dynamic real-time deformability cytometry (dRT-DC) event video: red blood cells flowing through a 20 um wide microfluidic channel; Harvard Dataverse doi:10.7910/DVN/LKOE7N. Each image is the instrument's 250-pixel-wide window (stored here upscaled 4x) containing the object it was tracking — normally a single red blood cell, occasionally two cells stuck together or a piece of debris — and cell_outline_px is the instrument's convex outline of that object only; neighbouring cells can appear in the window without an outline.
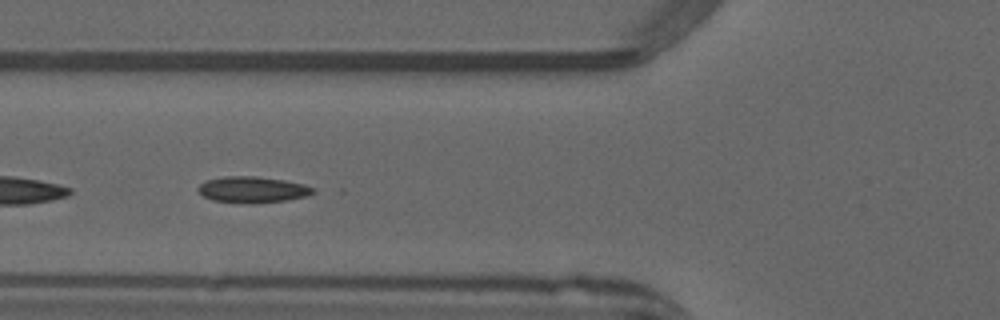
{"species": "common noctule bat (a hibernating species)", "species_latin": "Nyctalus noctula", "temperature_condition": "warm", "stored_images_in_passage": 39, "camera_frame_rate_fps": 3000, "um_per_image_px": 0.085, "animal": {"sex": "male", "forearm_length_mm": 52.5}, "frame": {"image": 1, "passage_image": 17, "time_ms": 5.333, "image_size_px": [1000, 320], "cell_outline_px": [[316, 192], [308, 196], [288, 200], [252, 204], [244, 204], [212, 200], [204, 196], [196, 188], [204, 180], [224, 176], [252, 176], [284, 180], [304, 184], [316, 188]], "centroid_in_image_um": [21.48, 16.13], "position_along_channel_um": 104.3, "area_um2": 17.86}, "authors_computed_cell_mechanics": {"area_um2": 17.2822, "velocity_mm_per_s": 3.9818, "shape_relaxation_time_tau1_ms": 10.3942, "shape_relaxation_time_tau2_ms": 2.3588, "deformation_change_tau1": 0.1619, "deformation_change_tau2": 0.0767}}